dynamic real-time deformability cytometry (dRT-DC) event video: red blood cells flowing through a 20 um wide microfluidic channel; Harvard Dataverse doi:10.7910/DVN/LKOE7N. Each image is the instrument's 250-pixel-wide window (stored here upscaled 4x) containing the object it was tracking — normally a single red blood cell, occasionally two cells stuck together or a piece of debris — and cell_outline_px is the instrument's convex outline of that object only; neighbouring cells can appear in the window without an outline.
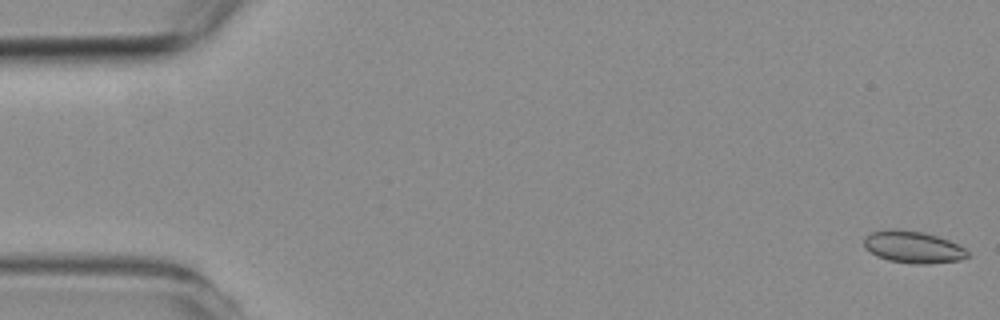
{"species": "common noctule bat (a hibernating species)", "species_latin": "Nyctalus noctula", "temperature_condition": "room temperature", "stored_images_in_passage": 4, "segment_of_instrument_passage": [2, 2], "camera_frame_rate_fps": 3000, "um_per_image_px": 0.085, "animal": {"sex": "female", "body_mass_g": 19.3, "forearm_length_mm": 54.1}, "frame": {"image": 1, "passage_image": 4, "time_ms": 5.0, "image_size_px": [1000, 320], "cell_outline_px": [[968, 256], [960, 260], [924, 264], [916, 264], [888, 260], [876, 256], [864, 244], [864, 236], [872, 232], [892, 228], [896, 228], [924, 232], [948, 240], [964, 248], [968, 252]], "centroid_in_image_um": [77.59, 20.99], "position_along_channel_um": 7.4, "area_um2": 19.13}}